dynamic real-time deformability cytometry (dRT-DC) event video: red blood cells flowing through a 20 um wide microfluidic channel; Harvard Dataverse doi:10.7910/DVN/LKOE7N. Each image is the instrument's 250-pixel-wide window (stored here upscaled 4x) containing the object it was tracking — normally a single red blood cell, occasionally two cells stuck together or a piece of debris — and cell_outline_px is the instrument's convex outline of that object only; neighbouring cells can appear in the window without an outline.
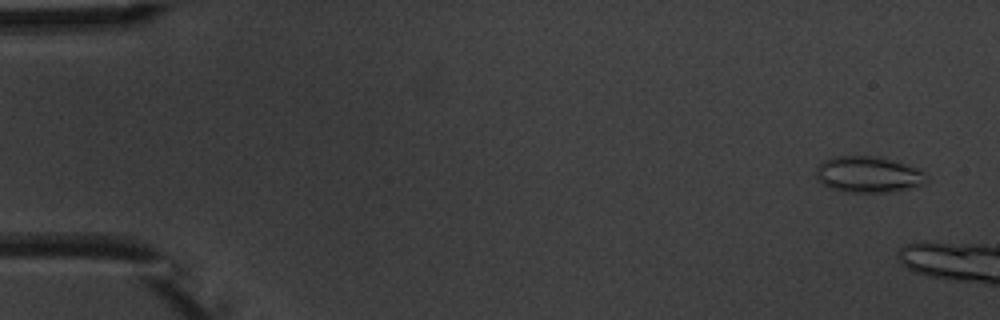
{"species": "common noctule bat (a hibernating species)", "species_latin": "Nyctalus noctula", "temperature_condition": "warm", "stored_images_in_passage": 4, "camera_frame_rate_fps": 3000, "um_per_image_px": 0.085, "animal": {"sex": "male", "body_mass_g": 20.1, "forearm_length_mm": 53.5}, "frame": {"image": 1, "passage_image": 1, "time_ms": 0.0, "image_size_px": [1000, 320], "cell_outline_px": [[928, 180], [924, 184], [908, 188], [888, 192], [844, 192], [828, 188], [816, 176], [816, 168], [824, 160], [832, 156], [876, 156], [892, 160], [916, 168], [924, 172], [928, 176]], "centroid_in_image_um": [73.79, 14.83], "position_along_channel_um": 11.2, "area_um2": 23.24}}